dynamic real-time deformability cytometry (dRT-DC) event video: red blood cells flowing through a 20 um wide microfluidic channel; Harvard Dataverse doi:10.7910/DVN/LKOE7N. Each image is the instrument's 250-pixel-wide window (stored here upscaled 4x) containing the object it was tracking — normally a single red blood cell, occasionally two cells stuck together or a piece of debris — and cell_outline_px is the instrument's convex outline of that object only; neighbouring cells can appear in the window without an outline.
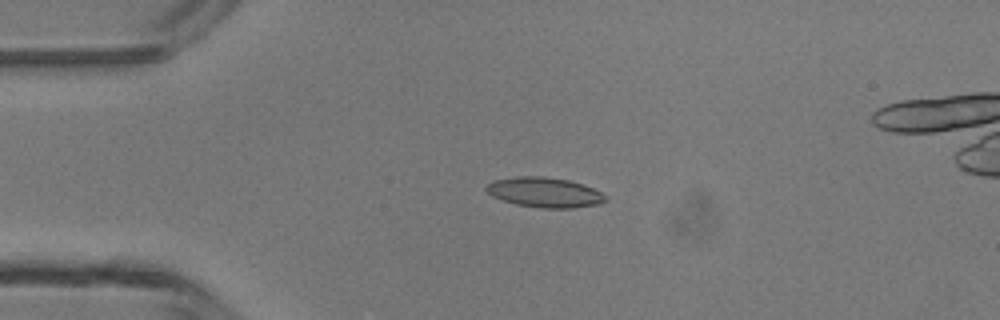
{"species": "common noctule bat (a hibernating species)", "species_latin": "Nyctalus noctula", "temperature_condition": "room temperature", "stored_images_in_passage": 2, "camera_frame_rate_fps": 3000, "um_per_image_px": 0.085, "animal": {"sex": "male", "body_mass_g": 13.3}, "frame": {"image": 1, "passage_image": 1, "time_ms": 0.0, "image_size_px": [1000, 320], "cell_outline_px": [[608, 200], [600, 204], [572, 208], [540, 208], [516, 204], [492, 196], [484, 188], [492, 180], [516, 176], [544, 176], [568, 180], [592, 188], [600, 192]], "centroid_in_image_um": [46.26, 16.35], "position_along_channel_um": 38.7, "area_um2": 20.75}}